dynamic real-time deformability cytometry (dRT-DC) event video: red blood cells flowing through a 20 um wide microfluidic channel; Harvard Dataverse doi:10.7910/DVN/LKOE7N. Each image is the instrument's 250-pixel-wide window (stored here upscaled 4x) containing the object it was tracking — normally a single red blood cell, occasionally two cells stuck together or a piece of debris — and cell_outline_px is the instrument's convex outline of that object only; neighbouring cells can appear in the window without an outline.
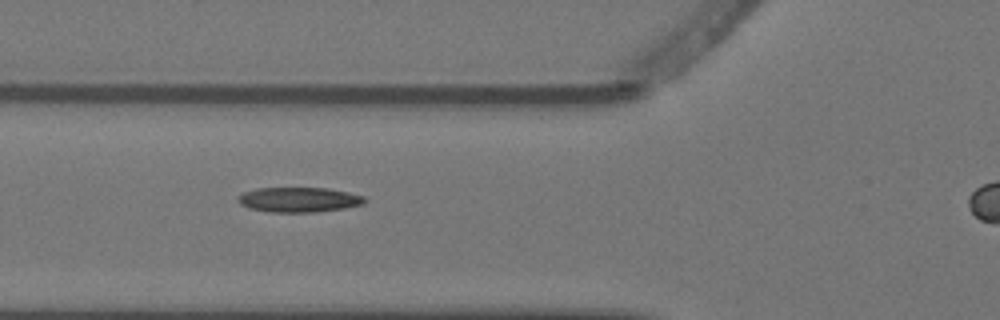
{"species": "Egyptian fruit bat (a non-hibernating species)", "species_latin": "Rousettus aegyptiacus", "temperature_condition": "warm", "stored_images_in_passage": 4, "camera_frame_rate_fps": 3000, "um_per_image_px": 0.085, "animal": {"sex": "female"}, "frame": {"image": 1, "passage_image": 3, "time_ms": 0.667, "image_size_px": [1000, 320], "cell_outline_px": [[368, 200], [364, 204], [344, 208], [316, 212], [272, 212], [248, 208], [240, 204], [236, 200], [244, 192], [256, 188], [324, 188], [348, 192], [364, 196]], "centroid_in_image_um": [25.42, 16.97], "position_along_channel_um": 100.4, "area_um2": 18.38}}
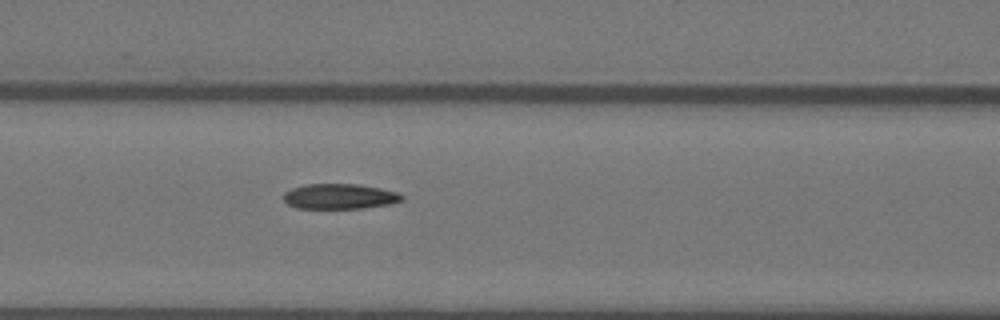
{"frame": {"image": 2, "passage_image": 4, "time_ms": 1.0, "image_size_px": [1000, 320], "cell_outline_px": [[404, 200], [392, 204], [364, 208], [296, 208], [288, 204], [284, 200], [284, 192], [292, 188], [304, 184], [356, 184], [380, 188], [400, 192], [404, 196]], "centroid_in_image_um": [28.91, 16.69], "position_along_channel_um": 137.7, "area_um2": 17.57}}